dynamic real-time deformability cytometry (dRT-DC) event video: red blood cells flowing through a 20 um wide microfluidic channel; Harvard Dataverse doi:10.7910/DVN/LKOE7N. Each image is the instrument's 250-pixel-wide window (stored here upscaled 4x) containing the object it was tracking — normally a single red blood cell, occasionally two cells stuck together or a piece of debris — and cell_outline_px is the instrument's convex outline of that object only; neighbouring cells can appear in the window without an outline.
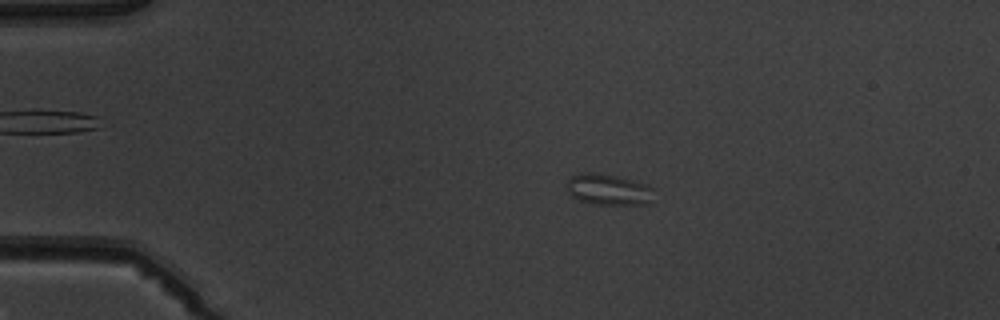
{"species": "common noctule bat (a hibernating species)", "species_latin": "Nyctalus noctula", "temperature_condition": "warm", "stored_images_in_passage": 5, "camera_frame_rate_fps": 3000, "um_per_image_px": 0.085, "animal": {"sex": "male", "body_mass_g": 19.5, "forearm_length_mm": 54.6}, "frame": {"image": 1, "passage_image": 2, "time_ms": 1.333, "image_size_px": [1000, 320], "cell_outline_px": [[652, 188], [648, 204], [592, 204], [580, 200], [572, 196], [568, 192], [568, 180], [572, 176], [580, 172], [592, 172], [616, 176], [648, 184]], "centroid_in_image_um": [51.68, 16.1], "position_along_channel_um": 33.3, "area_um2": 15.49}}